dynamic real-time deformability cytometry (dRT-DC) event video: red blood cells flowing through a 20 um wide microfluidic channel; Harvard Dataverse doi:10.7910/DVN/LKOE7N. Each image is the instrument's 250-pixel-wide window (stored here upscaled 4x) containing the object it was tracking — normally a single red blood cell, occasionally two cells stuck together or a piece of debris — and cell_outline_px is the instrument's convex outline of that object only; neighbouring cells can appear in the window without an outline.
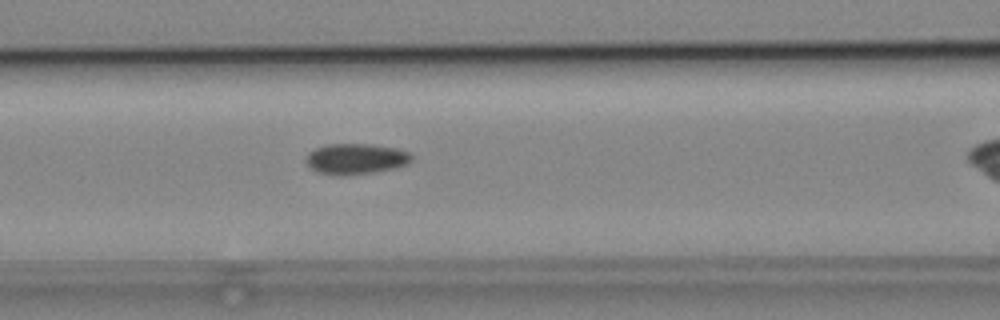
{"species": "common noctule bat (a hibernating species)", "species_latin": "Nyctalus noctula", "temperature_condition": "cold", "stored_images_in_passage": 30, "camera_frame_rate_fps": 3000, "um_per_image_px": 0.085, "animal": {"sex": "male", "body_mass_g": 19.2, "forearm_length_mm": 51.8}, "frame": {"image": 1, "passage_image": 10, "time_ms": 3.0, "image_size_px": [1000, 320], "cell_outline_px": [[412, 160], [408, 164], [396, 168], [372, 172], [340, 176], [316, 172], [304, 160], [308, 152], [316, 148], [328, 144], [368, 144], [400, 148], [412, 152]], "centroid_in_image_um": [30.28, 13.5], "position_along_channel_um": 136.3, "area_um2": 19.13}}
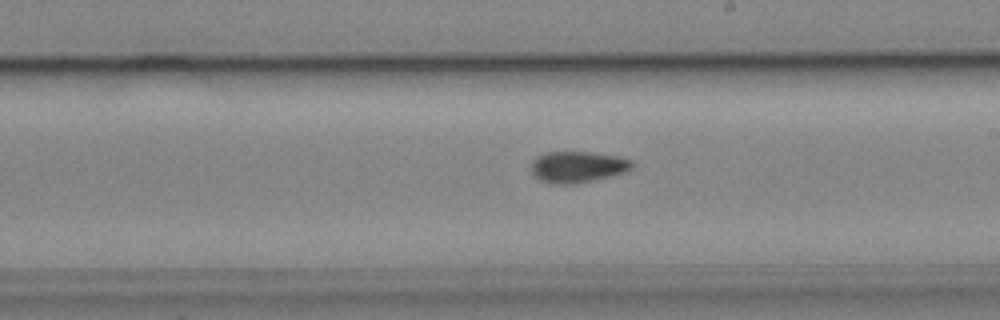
{"frame": {"image": 2, "passage_image": 18, "time_ms": 5.667, "image_size_px": [1000, 320], "cell_outline_px": [[636, 164], [628, 172], [576, 184], [548, 184], [532, 176], [532, 160], [536, 156], [548, 152], [592, 152], [620, 156], [632, 160]], "centroid_in_image_um": [49.12, 14.19], "position_along_channel_um": 239.9, "area_um2": 18.84}}
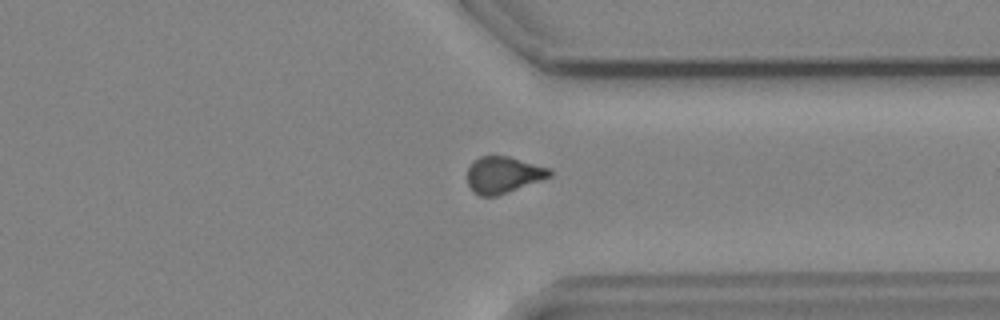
{"frame": {"image": 3, "passage_image": 28, "time_ms": 9.0, "image_size_px": [1000, 320], "cell_outline_px": [[552, 176], [508, 192], [496, 196], [480, 196], [472, 192], [468, 184], [468, 168], [472, 160], [480, 156], [508, 156], [552, 168]], "centroid_in_image_um": [42.78, 14.85], "position_along_channel_um": 368.6, "area_um2": 17.69}}